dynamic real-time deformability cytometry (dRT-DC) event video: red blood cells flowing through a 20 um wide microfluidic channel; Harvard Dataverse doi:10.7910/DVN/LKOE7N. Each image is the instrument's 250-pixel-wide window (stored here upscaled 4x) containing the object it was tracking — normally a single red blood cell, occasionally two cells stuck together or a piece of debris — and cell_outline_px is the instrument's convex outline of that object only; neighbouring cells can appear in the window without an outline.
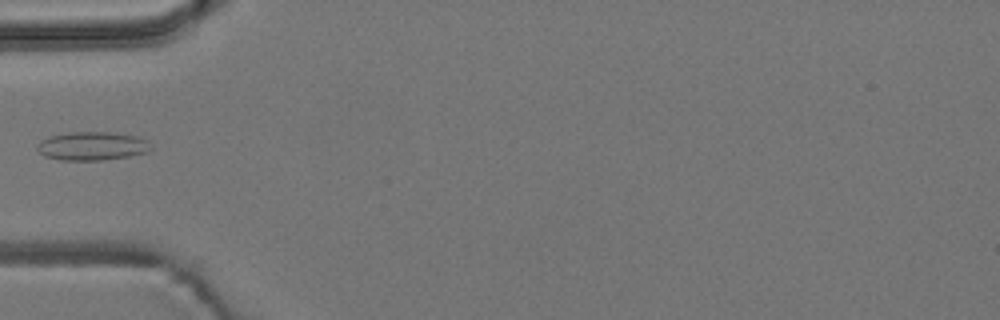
{"species": "common noctule bat (a hibernating species)", "species_latin": "Nyctalus noctula", "temperature_condition": "room temperature", "stored_images_in_passage": 6, "camera_frame_rate_fps": 3000, "um_per_image_px": 0.085, "animal": {"sex": "male", "body_mass_g": 19.2, "forearm_length_mm": 51.8}, "frame": {"image": 1, "passage_image": 5, "time_ms": 4.667, "image_size_px": [1000, 320], "cell_outline_px": [[152, 148], [148, 152], [128, 156], [100, 160], [60, 160], [44, 156], [36, 148], [36, 144], [40, 140], [48, 136], [68, 132], [112, 132], [136, 136], [148, 140]], "centroid_in_image_um": [7.81, 12.4], "position_along_channel_um": 77.2, "area_um2": 19.07}}
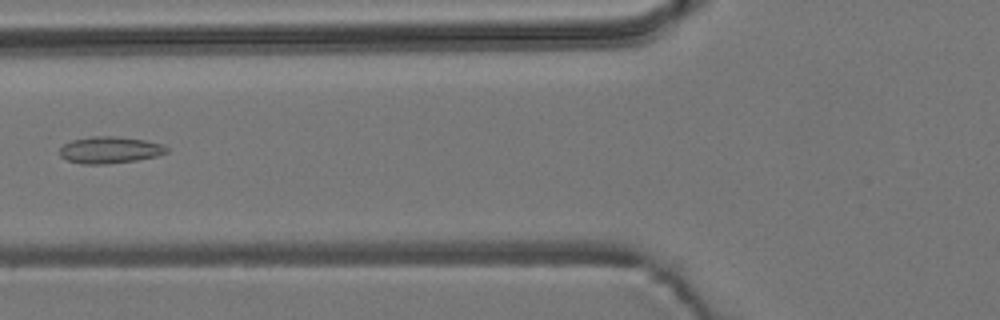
{"frame": {"image": 2, "passage_image": 6, "time_ms": 5.667, "image_size_px": [1000, 320], "cell_outline_px": [[168, 152], [156, 156], [136, 160], [108, 164], [84, 164], [68, 160], [60, 156], [60, 148], [64, 144], [72, 140], [92, 136], [112, 136], [144, 140], [164, 144], [168, 148]], "centroid_in_image_um": [9.35, 12.74], "position_along_channel_um": 116.5, "area_um2": 16.59}}